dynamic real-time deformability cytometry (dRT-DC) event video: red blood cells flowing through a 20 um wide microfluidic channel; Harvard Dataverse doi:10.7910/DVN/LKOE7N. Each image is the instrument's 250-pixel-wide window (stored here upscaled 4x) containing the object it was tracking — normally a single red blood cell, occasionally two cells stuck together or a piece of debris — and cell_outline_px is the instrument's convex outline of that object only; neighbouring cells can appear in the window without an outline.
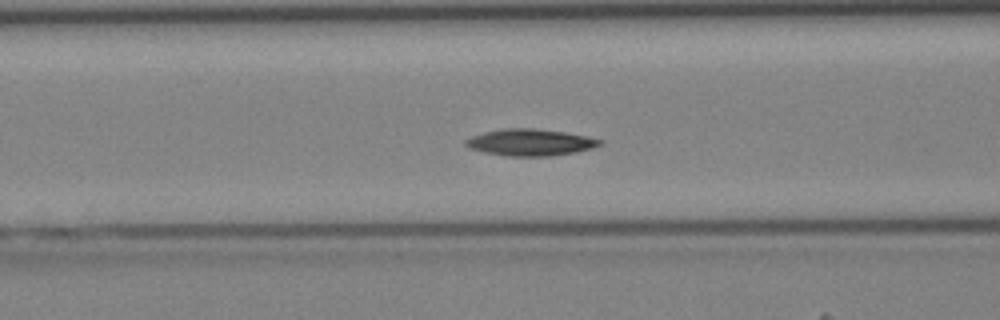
{"species": "Egyptian fruit bat (a non-hibernating species)", "species_latin": "Rousettus aegyptiacus", "temperature_condition": "cold", "stored_images_in_passage": 30, "camera_frame_rate_fps": 3000, "um_per_image_px": 0.085, "animal": {"sex": "female"}, "frame": {"image": 1, "passage_image": 11, "time_ms": 3.333, "image_size_px": [1000, 320], "cell_outline_px": [[604, 144], [592, 148], [576, 152], [552, 156], [504, 156], [484, 152], [468, 148], [464, 144], [464, 140], [472, 136], [484, 132], [504, 128], [536, 128], [564, 132], [584, 136], [600, 140]], "centroid_in_image_um": [45.03, 12.11], "position_along_channel_um": 121.6, "area_um2": 20.92}}
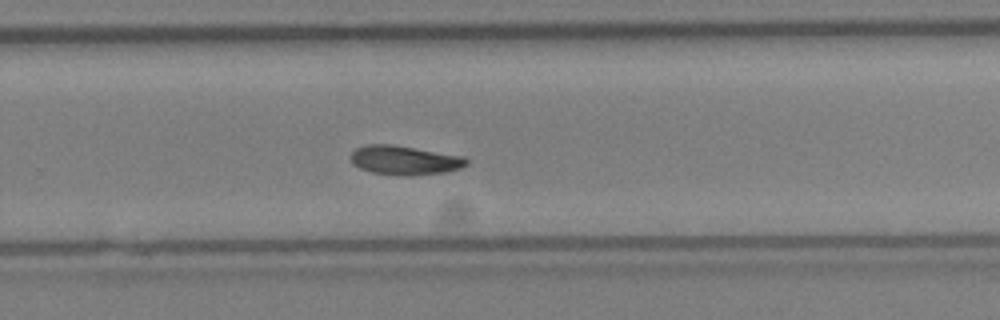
{"frame": {"image": 2, "passage_image": 22, "time_ms": 7.0, "image_size_px": [1000, 320], "cell_outline_px": [[468, 164], [460, 168], [448, 172], [404, 176], [372, 172], [360, 168], [352, 164], [352, 152], [356, 148], [364, 144], [392, 144], [464, 156], [468, 160]], "centroid_in_image_um": [34.41, 13.61], "position_along_channel_um": 295.4, "area_um2": 19.71}}
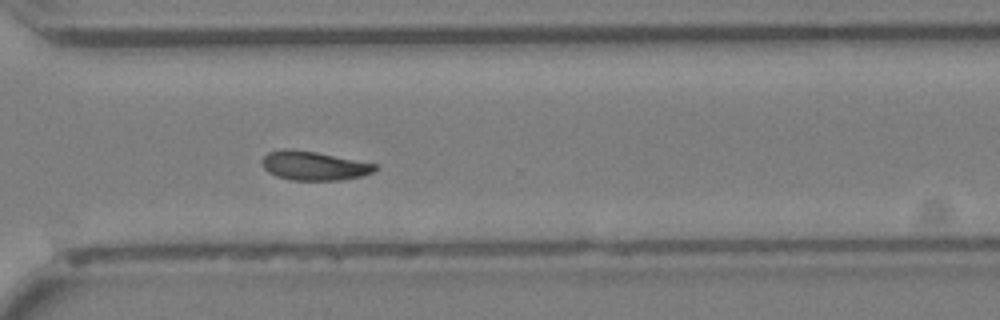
{"frame": {"image": 3, "passage_image": 25, "time_ms": 8.0, "image_size_px": [1000, 320], "cell_outline_px": [[380, 168], [364, 176], [340, 180], [292, 180], [276, 176], [268, 172], [264, 168], [260, 160], [268, 152], [284, 148], [288, 148], [316, 152], [376, 164]], "centroid_in_image_um": [26.67, 14.09], "position_along_channel_um": 343.9, "area_um2": 19.19}}